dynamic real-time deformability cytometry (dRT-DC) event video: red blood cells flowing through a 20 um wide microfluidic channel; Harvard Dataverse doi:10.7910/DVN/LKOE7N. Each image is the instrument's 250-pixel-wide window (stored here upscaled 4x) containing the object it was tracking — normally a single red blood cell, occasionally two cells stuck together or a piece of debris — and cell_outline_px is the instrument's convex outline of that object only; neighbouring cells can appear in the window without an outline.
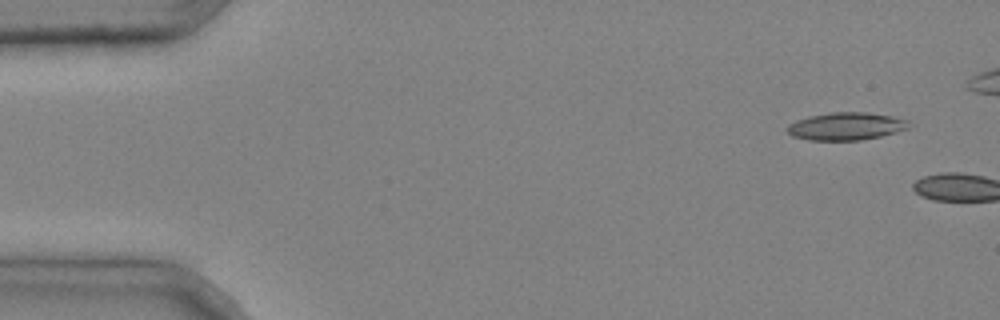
{"species": "common noctule bat (a hibernating species)", "species_latin": "Nyctalus noctula", "temperature_condition": "cold", "stored_images_in_passage": 5, "camera_frame_rate_fps": 3000, "um_per_image_px": 0.085, "animal": {"sex": "male", "body_mass_g": 20.4}, "frame": {"image": 1, "passage_image": 1, "time_ms": 0.0, "image_size_px": [1000, 320], "cell_outline_px": [[912, 124], [908, 128], [896, 132], [880, 136], [860, 140], [808, 140], [792, 136], [788, 132], [788, 124], [796, 120], [808, 116], [832, 112], [868, 112], [892, 116], [908, 120]], "centroid_in_image_um": [71.93, 10.72], "position_along_channel_um": 13.1, "area_um2": 19.65}}
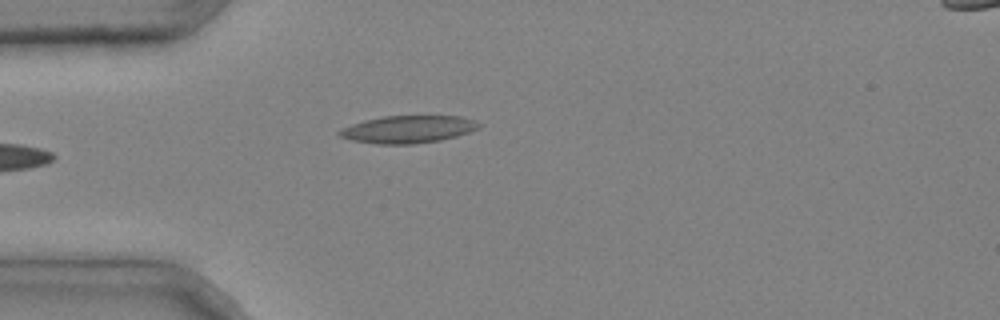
{"frame": {"image": 2, "passage_image": 5, "time_ms": 1.333, "image_size_px": [1000, 320], "cell_outline_px": [[480, 128], [456, 136], [440, 140], [416, 144], [376, 144], [352, 140], [340, 136], [336, 132], [340, 128], [364, 120], [384, 116], [460, 116], [476, 120], [480, 124]], "centroid_in_image_um": [34.67, 10.99], "position_along_channel_um": 50.3, "area_um2": 22.37}}